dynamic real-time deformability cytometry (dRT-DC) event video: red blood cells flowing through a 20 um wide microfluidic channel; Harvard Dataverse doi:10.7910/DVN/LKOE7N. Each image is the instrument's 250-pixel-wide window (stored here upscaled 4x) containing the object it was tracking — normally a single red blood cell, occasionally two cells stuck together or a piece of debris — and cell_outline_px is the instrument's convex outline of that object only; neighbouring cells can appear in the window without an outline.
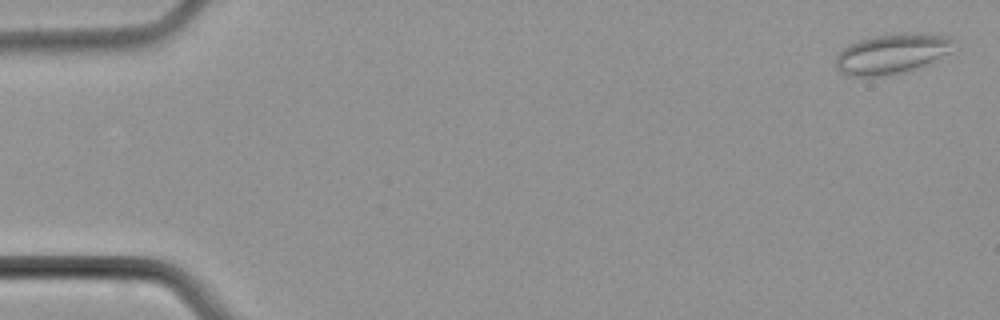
{"species": "common noctule bat (a hibernating species)", "species_latin": "Nyctalus noctula", "temperature_condition": "cold", "stored_images_in_passage": 47, "camera_frame_rate_fps": 3000, "um_per_image_px": 0.085, "animal": {"sex": "male", "body_mass_g": 21.5, "forearm_length_mm": 52.0}, "frame": {"image": 1, "passage_image": 2, "time_ms": 0.333, "image_size_px": [1000, 320], "cell_outline_px": [[956, 40], [948, 52], [932, 64], [920, 68], [880, 76], [848, 76], [840, 72], [836, 68], [836, 56], [844, 48], [860, 40], [876, 36], [904, 32], [924, 32], [944, 36]], "centroid_in_image_um": [75.85, 4.57], "position_along_channel_um": 9.2, "area_um2": 27.57}}
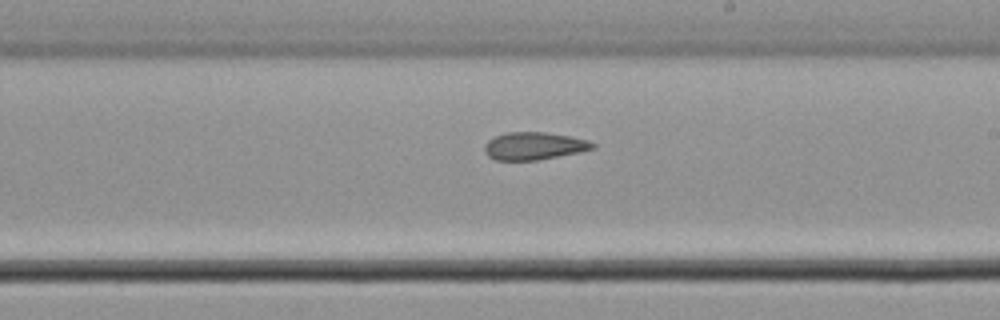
{"frame": {"image": 2, "passage_image": 29, "time_ms": 9.333, "image_size_px": [1000, 320], "cell_outline_px": [[596, 148], [580, 152], [536, 160], [496, 160], [488, 156], [484, 152], [484, 144], [488, 140], [496, 136], [508, 132], [544, 132], [572, 136], [588, 140], [596, 144]], "centroid_in_image_um": [45.41, 12.4], "position_along_channel_um": 243.6, "area_um2": 17.46}}
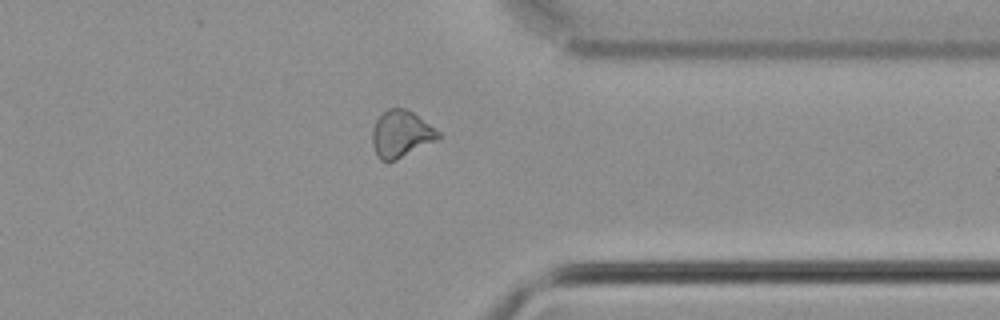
{"frame": {"image": 3, "passage_image": 39, "time_ms": 12.667, "image_size_px": [1000, 320], "cell_outline_px": [[440, 136], [436, 140], [396, 160], [380, 160], [376, 156], [372, 144], [372, 128], [376, 120], [388, 108], [404, 108], [412, 112], [440, 132]], "centroid_in_image_um": [34.05, 11.39], "position_along_channel_um": 377.3, "area_um2": 17.74}}